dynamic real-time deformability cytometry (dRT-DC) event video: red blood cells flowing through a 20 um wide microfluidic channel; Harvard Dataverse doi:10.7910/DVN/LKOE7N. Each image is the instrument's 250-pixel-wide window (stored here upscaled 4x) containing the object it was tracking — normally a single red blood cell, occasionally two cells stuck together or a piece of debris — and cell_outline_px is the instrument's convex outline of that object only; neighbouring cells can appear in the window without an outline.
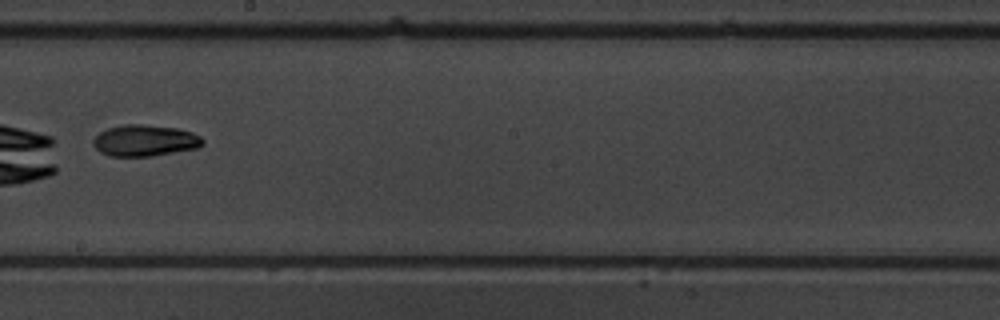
{"species": "common noctule bat (a hibernating species)", "species_latin": "Nyctalus noctula", "temperature_condition": "warm", "stored_images_in_passage": 51, "camera_frame_rate_fps": 3000, "um_per_image_px": 0.085, "animal": {"sex": "male", "body_mass_g": 19.5, "forearm_length_mm": 54.6}, "frame": {"image": 1, "passage_image": 30, "time_ms": 9.667, "image_size_px": [1000, 320], "cell_outline_px": [[204, 144], [196, 148], [152, 156], [108, 156], [100, 152], [92, 144], [92, 140], [100, 132], [108, 128], [124, 124], [140, 124], [176, 128], [192, 132], [200, 136], [204, 140]], "centroid_in_image_um": [12.3, 11.95], "position_along_channel_um": 235.9, "area_um2": 20.0}}
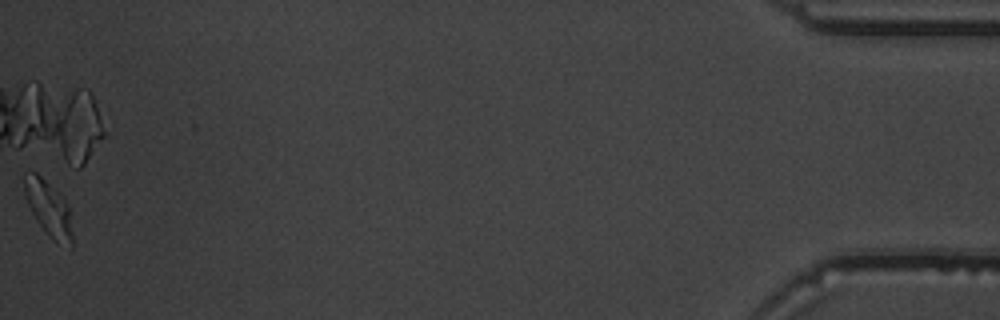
{"frame": {"image": 2, "passage_image": 51, "time_ms": 16.667, "image_size_px": [1000, 320], "cell_outline_px": [[72, 248], [56, 244], [48, 236], [36, 220], [24, 196], [24, 172], [36, 172], [56, 188], [64, 196], [68, 204], [72, 232]], "centroid_in_image_um": [4.14, 17.72], "position_along_channel_um": 431.1, "area_um2": 16.01}, "authors_computed_cell_mechanics": {"area_um2": 18.6116, "velocity_mm_per_s": 4.0032, "shape_relaxation_time_tau1_ms": 2.529, "shape_relaxation_time_tau2_ms": null, "deformation_change_tau1": 0.1838, "deformation_change_tau2": null}}